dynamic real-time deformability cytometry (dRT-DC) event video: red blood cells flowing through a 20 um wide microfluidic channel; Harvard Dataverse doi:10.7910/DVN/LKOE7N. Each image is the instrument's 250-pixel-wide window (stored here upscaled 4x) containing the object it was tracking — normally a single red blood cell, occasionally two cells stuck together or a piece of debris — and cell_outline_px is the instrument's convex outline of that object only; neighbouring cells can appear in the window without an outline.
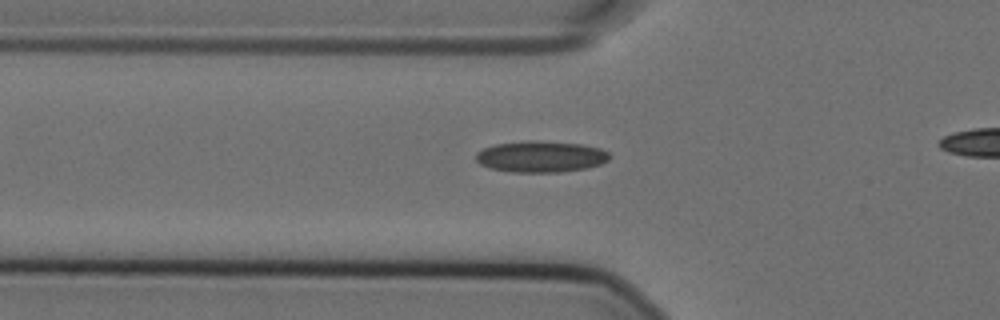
{"species": "Egyptian fruit bat (a non-hibernating species)", "species_latin": "Rousettus aegyptiacus", "temperature_condition": "cold", "stored_images_in_passage": 50, "camera_frame_rate_fps": 3000, "um_per_image_px": 0.085, "animal": {"sex": "female"}, "frame": {"image": 1, "passage_image": 20, "time_ms": 6.333, "image_size_px": [1000, 320], "cell_outline_px": [[608, 160], [600, 164], [588, 168], [560, 172], [512, 172], [488, 168], [480, 164], [476, 160], [476, 152], [484, 148], [496, 144], [580, 144], [600, 148], [608, 152]], "centroid_in_image_um": [45.96, 13.38], "position_along_channel_um": 79.8, "area_um2": 23.06}}
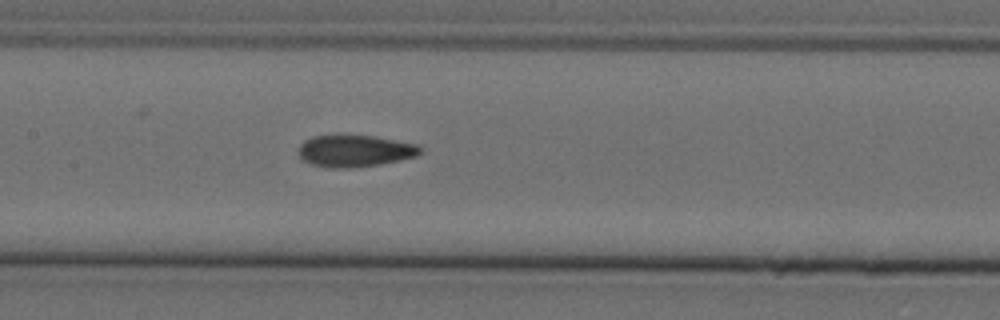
{"frame": {"image": 2, "passage_image": 28, "time_ms": 9.0, "image_size_px": [1000, 320], "cell_outline_px": [[420, 152], [416, 156], [400, 160], [380, 164], [352, 168], [328, 168], [312, 164], [304, 160], [296, 152], [300, 144], [304, 140], [312, 136], [376, 136], [416, 144], [420, 148]], "centroid_in_image_um": [30.12, 12.84], "position_along_channel_um": 177.3, "area_um2": 22.48}}
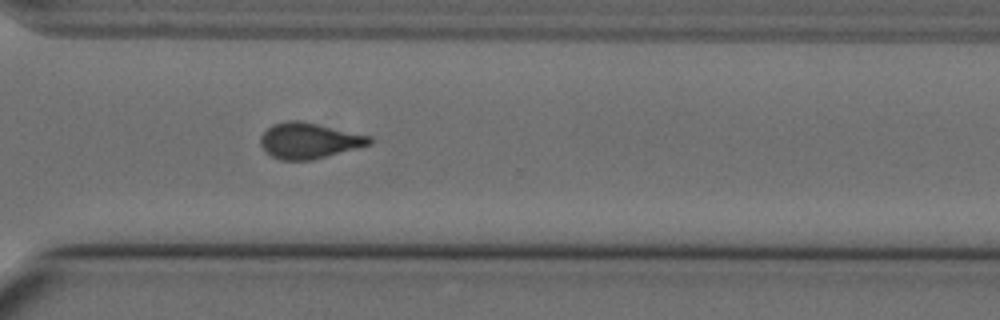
{"frame": {"image": 3, "passage_image": 42, "time_ms": 13.667, "image_size_px": [1000, 320], "cell_outline_px": [[372, 144], [312, 160], [280, 160], [264, 152], [260, 144], [260, 136], [272, 124], [288, 120], [300, 120], [372, 136]], "centroid_in_image_um": [26.25, 11.95], "position_along_channel_um": 344.4, "area_um2": 22.83}}